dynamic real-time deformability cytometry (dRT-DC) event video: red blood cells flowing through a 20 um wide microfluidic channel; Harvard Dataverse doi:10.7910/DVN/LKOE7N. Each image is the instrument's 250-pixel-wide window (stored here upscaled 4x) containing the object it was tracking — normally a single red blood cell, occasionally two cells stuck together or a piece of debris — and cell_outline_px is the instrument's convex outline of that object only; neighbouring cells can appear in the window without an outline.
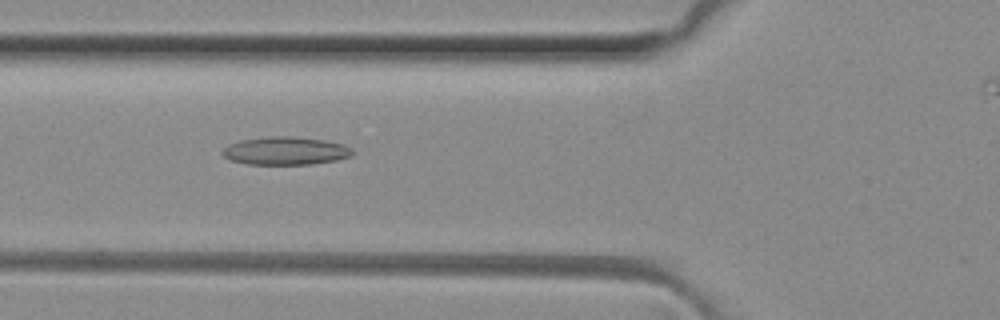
{"species": "common noctule bat (a hibernating species)", "species_latin": "Nyctalus noctula", "temperature_condition": "room temperature", "stored_images_in_passage": 41, "camera_frame_rate_fps": 3000, "um_per_image_px": 0.085, "animal": {"sex": "female", "body_mass_g": 29.2, "forearm_length_mm": 56.3}, "frame": {"image": 1, "passage_image": 18, "time_ms": 5.667, "image_size_px": [1000, 320], "cell_outline_px": [[352, 156], [336, 160], [312, 164], [248, 164], [228, 160], [220, 152], [228, 144], [240, 140], [268, 136], [292, 136], [324, 140], [344, 144], [352, 148]], "centroid_in_image_um": [24.24, 12.82], "position_along_channel_um": 101.6, "area_um2": 21.39}}
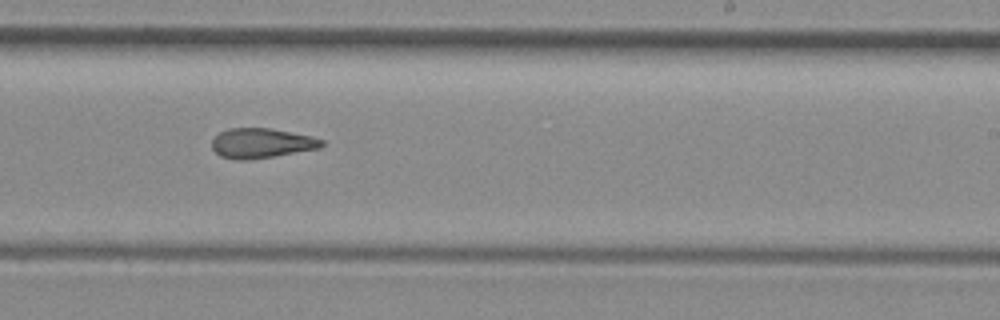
{"frame": {"image": 2, "passage_image": 30, "time_ms": 9.667, "image_size_px": [1000, 320], "cell_outline_px": [[324, 144], [320, 148], [248, 160], [236, 160], [220, 156], [212, 148], [212, 140], [220, 132], [228, 128], [272, 128], [312, 136], [324, 140]], "centroid_in_image_um": [22.22, 12.16], "position_along_channel_um": 266.8, "area_um2": 19.07}}
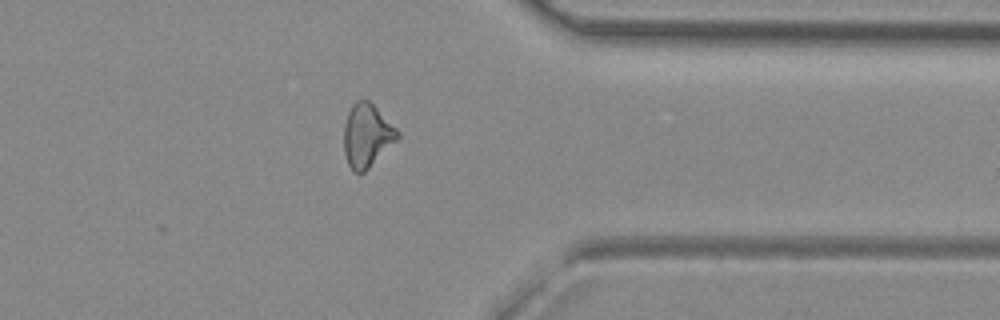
{"frame": {"image": 3, "passage_image": 39, "time_ms": 12.667, "image_size_px": [1000, 320], "cell_outline_px": [[400, 136], [364, 172], [352, 172], [348, 164], [344, 152], [344, 124], [348, 112], [352, 104], [356, 100], [368, 100], [400, 132]], "centroid_in_image_um": [31.16, 11.51], "position_along_channel_um": 380.2, "area_um2": 19.42}, "authors_computed_cell_mechanics": {"area_um2": 20.4034, "velocity_mm_per_s": 4.1389, "shape_relaxation_time_tau1_ms": null, "shape_relaxation_time_tau2_ms": 3.8711, "deformation_change_tau1": null, "deformation_change_tau2": 0.1425}}